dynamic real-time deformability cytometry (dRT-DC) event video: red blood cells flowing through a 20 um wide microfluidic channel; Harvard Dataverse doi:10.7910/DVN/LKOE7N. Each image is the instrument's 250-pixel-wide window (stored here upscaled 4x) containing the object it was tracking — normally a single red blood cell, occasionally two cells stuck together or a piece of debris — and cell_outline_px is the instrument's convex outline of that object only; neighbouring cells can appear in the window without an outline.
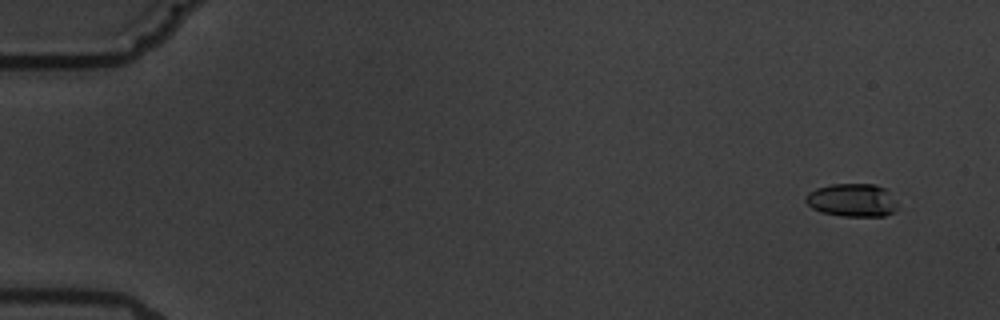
{"species": "common noctule bat (a hibernating species)", "species_latin": "Nyctalus noctula", "temperature_condition": "warm", "stored_images_in_passage": 10, "camera_frame_rate_fps": 3000, "um_per_image_px": 0.085, "animal": {"sex": "male", "body_mass_g": 19.5, "forearm_length_mm": 54.6}, "frame": {"image": 1, "passage_image": 2, "time_ms": 1.333, "image_size_px": [1000, 320], "cell_outline_px": [[900, 208], [884, 216], [840, 216], [820, 212], [812, 208], [804, 200], [808, 192], [816, 188], [832, 184], [876, 184], [884, 188], [896, 200]], "centroid_in_image_um": [72.44, 17.02], "position_along_channel_um": 12.6, "area_um2": 17.92}}
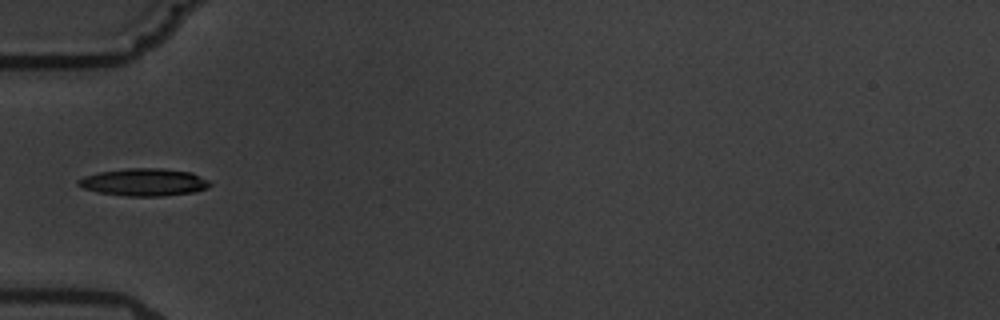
{"frame": {"image": 2, "passage_image": 7, "time_ms": 7.0, "image_size_px": [1000, 320], "cell_outline_px": [[212, 184], [208, 188], [196, 192], [160, 196], [124, 196], [100, 192], [84, 188], [76, 184], [76, 180], [84, 176], [100, 172], [128, 168], [160, 168], [192, 172], [208, 180]], "centroid_in_image_um": [12.27, 15.48], "position_along_channel_um": 72.7, "area_um2": 21.1}}
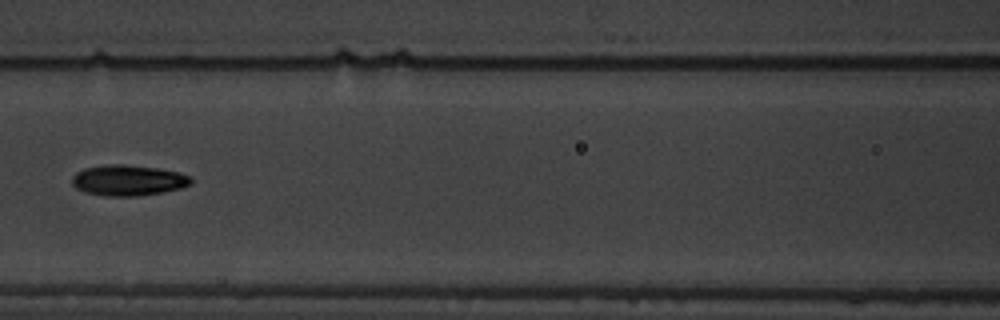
{"frame": {"image": 3, "passage_image": 9, "time_ms": 9.333, "image_size_px": [1000, 320], "cell_outline_px": [[192, 184], [180, 188], [164, 192], [140, 196], [104, 196], [84, 192], [76, 188], [72, 184], [72, 176], [76, 172], [84, 168], [112, 164], [124, 164], [160, 168], [180, 172], [188, 176], [192, 180]], "centroid_in_image_um": [10.89, 15.33], "position_along_channel_um": 155.7, "area_um2": 21.5}}